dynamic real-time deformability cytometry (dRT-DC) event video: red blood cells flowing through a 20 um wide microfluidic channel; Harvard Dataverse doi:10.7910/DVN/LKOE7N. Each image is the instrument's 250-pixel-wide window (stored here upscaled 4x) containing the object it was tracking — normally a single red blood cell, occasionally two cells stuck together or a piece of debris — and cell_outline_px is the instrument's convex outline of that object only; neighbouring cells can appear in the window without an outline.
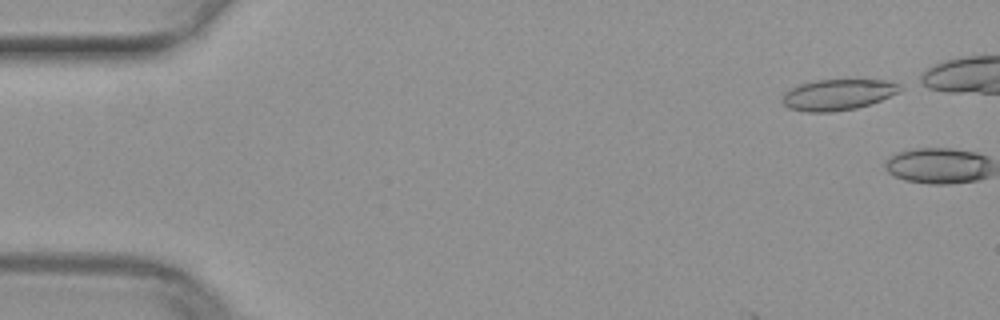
{"species": "common noctule bat (a hibernating species)", "species_latin": "Nyctalus noctula", "temperature_condition": "warm", "stored_images_in_passage": 3, "camera_frame_rate_fps": 3000, "um_per_image_px": 0.085, "animal": {"sex": "female", "body_mass_g": 29.2, "forearm_length_mm": 56.3}, "frame": {"image": 1, "passage_image": 1, "time_ms": 0.0, "image_size_px": [1000, 320], "cell_outline_px": [[904, 88], [872, 104], [856, 108], [832, 112], [808, 112], [788, 108], [780, 100], [784, 92], [800, 84], [816, 80], [884, 80], [904, 84]], "centroid_in_image_um": [71.21, 8.05], "position_along_channel_um": 13.8, "area_um2": 21.27}}